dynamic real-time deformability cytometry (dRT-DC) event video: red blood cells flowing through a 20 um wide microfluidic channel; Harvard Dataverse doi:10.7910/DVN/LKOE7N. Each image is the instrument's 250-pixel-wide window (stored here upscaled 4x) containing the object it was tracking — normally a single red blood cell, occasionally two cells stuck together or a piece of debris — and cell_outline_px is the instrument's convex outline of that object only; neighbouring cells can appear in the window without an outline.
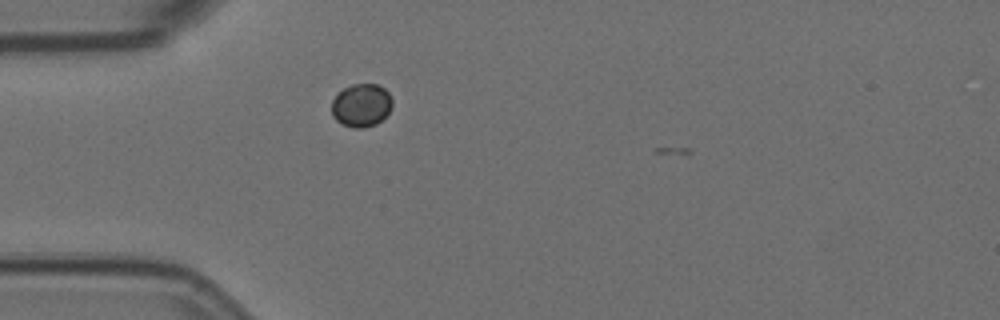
{"species": "Egyptian fruit bat (a non-hibernating species)", "species_latin": "Rousettus aegyptiacus", "temperature_condition": "room temperature", "stored_images_in_passage": 3, "camera_frame_rate_fps": 3000, "um_per_image_px": 0.085, "animal": {"sex": "female"}, "frame": {"image": 1, "passage_image": 3, "time_ms": 0.667, "image_size_px": [1000, 320], "cell_outline_px": [[392, 108], [376, 124], [364, 128], [352, 128], [336, 120], [332, 116], [332, 100], [344, 88], [352, 84], [376, 84], [384, 88], [388, 92], [392, 100]], "centroid_in_image_um": [30.72, 8.95], "position_along_channel_um": 54.3, "area_um2": 15.14}}